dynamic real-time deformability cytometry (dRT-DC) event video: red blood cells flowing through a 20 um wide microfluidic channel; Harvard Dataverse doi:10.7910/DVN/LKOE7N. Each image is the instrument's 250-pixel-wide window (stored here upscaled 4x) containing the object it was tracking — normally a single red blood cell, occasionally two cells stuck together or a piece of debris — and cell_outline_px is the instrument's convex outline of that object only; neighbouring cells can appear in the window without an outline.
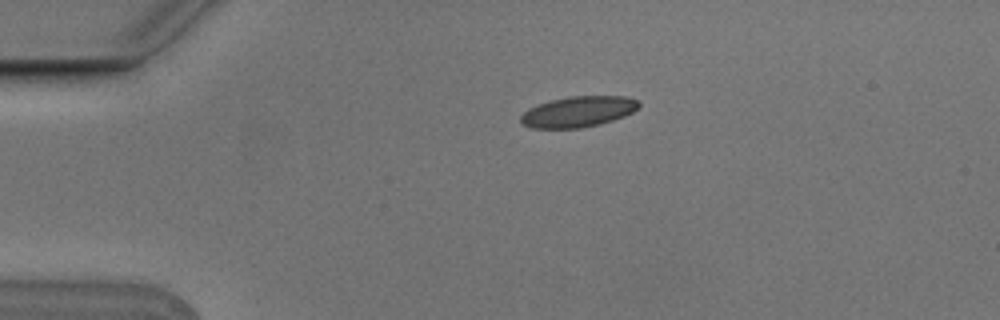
{"species": "Egyptian fruit bat (a non-hibernating species)", "species_latin": "Rousettus aegyptiacus", "temperature_condition": "cold", "stored_images_in_passage": 4, "camera_frame_rate_fps": 3000, "um_per_image_px": 0.085, "animal": {"sex": "male"}, "frame": {"image": 1, "passage_image": 4, "time_ms": 1.0, "image_size_px": [1000, 320], "cell_outline_px": [[640, 104], [632, 112], [624, 116], [600, 124], [580, 128], [532, 128], [524, 124], [520, 120], [520, 116], [528, 108], [552, 100], [568, 96], [624, 96], [636, 100]], "centroid_in_image_um": [49.13, 9.49], "position_along_channel_um": 35.9, "area_um2": 20.92}}